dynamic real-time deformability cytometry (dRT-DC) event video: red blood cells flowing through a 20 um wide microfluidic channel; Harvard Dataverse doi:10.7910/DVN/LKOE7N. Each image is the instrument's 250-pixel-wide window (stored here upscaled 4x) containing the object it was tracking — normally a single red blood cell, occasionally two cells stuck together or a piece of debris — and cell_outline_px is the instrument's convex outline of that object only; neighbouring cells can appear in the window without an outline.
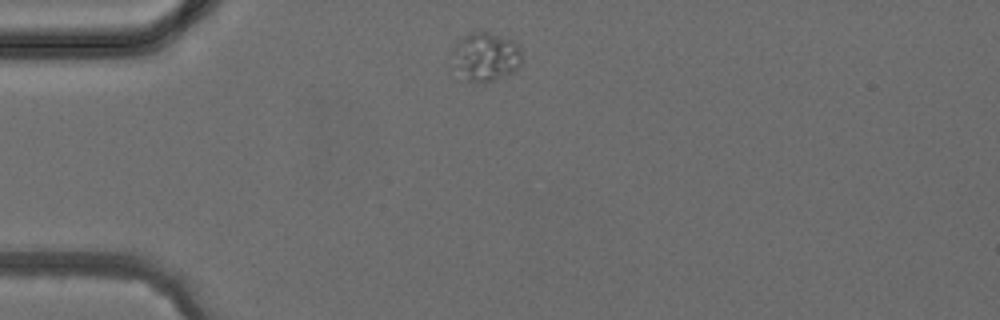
{"species": "common noctule bat (a hibernating species)", "species_latin": "Nyctalus noctula", "temperature_condition": "cold", "stored_images_in_passage": 1, "camera_frame_rate_fps": 3000, "um_per_image_px": 0.085, "animal": {"sex": "female", "body_mass_g": 24.6, "forearm_length_mm": 56.2}, "frame": {"image": 1, "passage_image": 1, "time_ms": 0.0, "image_size_px": [1000, 320], "cell_outline_px": [[520, 64], [512, 72], [496, 80], [484, 84], [468, 80], [452, 52], [452, 48], [468, 32], [488, 32], [516, 40], [520, 48]], "centroid_in_image_um": [41.37, 4.78], "position_along_channel_um": 43.6, "area_um2": 19.13}}